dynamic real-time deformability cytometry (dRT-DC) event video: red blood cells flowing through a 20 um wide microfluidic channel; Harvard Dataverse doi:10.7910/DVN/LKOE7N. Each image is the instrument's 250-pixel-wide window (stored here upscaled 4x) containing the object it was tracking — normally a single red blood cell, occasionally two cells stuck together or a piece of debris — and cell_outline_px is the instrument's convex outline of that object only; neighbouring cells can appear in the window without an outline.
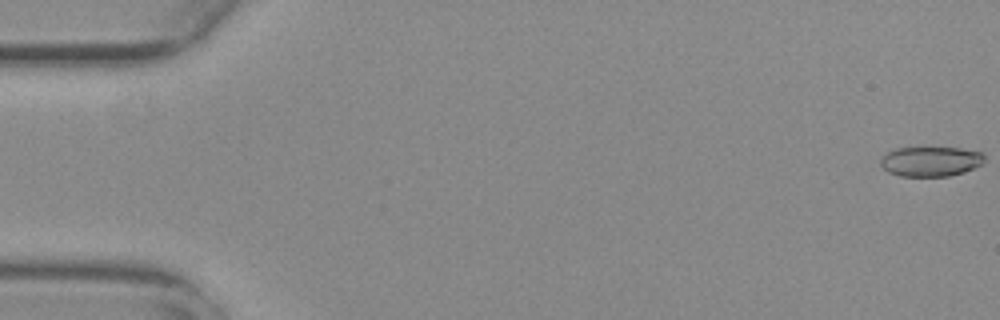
{"species": "common noctule bat (a hibernating species)", "species_latin": "Nyctalus noctula", "temperature_condition": "warm", "stored_images_in_passage": 52, "camera_frame_rate_fps": 3000, "um_per_image_px": 0.085, "animal": {"sex": "female", "body_mass_g": 29.2, "forearm_length_mm": 56.3}, "frame": {"image": 1, "passage_image": 1, "time_ms": 0.0, "image_size_px": [1000, 320], "cell_outline_px": [[984, 160], [980, 164], [964, 172], [948, 176], [900, 176], [888, 172], [880, 164], [880, 160], [888, 152], [896, 148], [960, 148], [984, 152]], "centroid_in_image_um": [79.11, 13.72], "position_along_channel_um": 5.9, "area_um2": 17.92}}
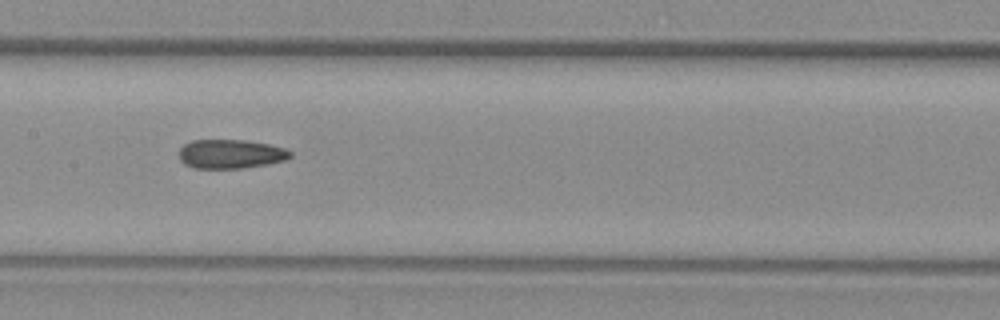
{"frame": {"image": 2, "passage_image": 28, "time_ms": 9.0, "image_size_px": [1000, 320], "cell_outline_px": [[292, 156], [284, 160], [268, 164], [240, 168], [192, 168], [184, 164], [180, 160], [180, 148], [184, 144], [192, 140], [244, 140], [268, 144], [284, 148], [292, 152]], "centroid_in_image_um": [19.59, 13.09], "position_along_channel_um": 187.8, "area_um2": 18.79}}
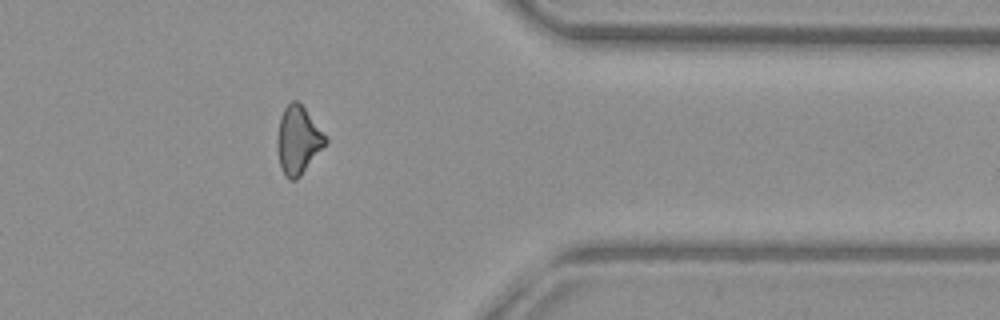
{"frame": {"image": 3, "passage_image": 45, "time_ms": 14.667, "image_size_px": [1000, 320], "cell_outline_px": [[328, 144], [300, 176], [296, 180], [288, 180], [284, 176], [280, 164], [276, 148], [276, 140], [280, 116], [284, 108], [292, 100], [296, 100], [304, 108], [328, 140]], "centroid_in_image_um": [25.32, 11.95], "position_along_channel_um": 386.1, "area_um2": 19.13}, "authors_computed_cell_mechanics": {"area_um2": 19.1318, "velocity_mm_per_s": 3.7926, "shape_relaxation_time_tau1_ms": null, "shape_relaxation_time_tau2_ms": 3.9677, "deformation_change_tau1": null, "deformation_change_tau2": 0.1219}}